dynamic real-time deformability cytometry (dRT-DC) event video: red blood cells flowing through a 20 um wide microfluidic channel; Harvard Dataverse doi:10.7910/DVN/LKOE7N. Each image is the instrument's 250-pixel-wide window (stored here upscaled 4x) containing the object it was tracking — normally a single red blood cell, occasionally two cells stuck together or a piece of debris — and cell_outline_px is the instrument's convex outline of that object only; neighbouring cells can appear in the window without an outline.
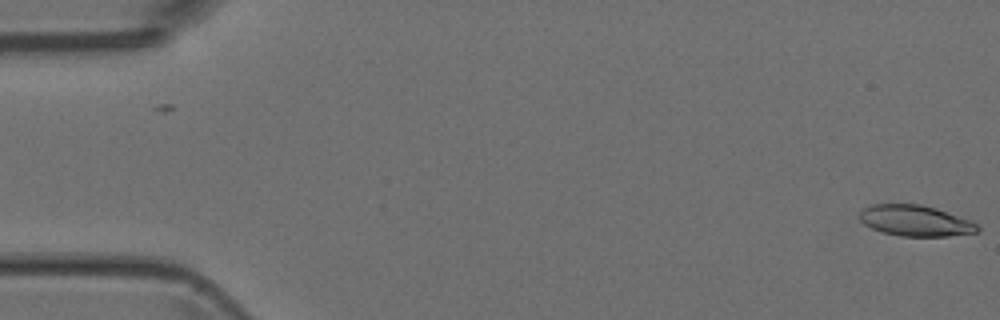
{"species": "Egyptian fruit bat (a non-hibernating species)", "species_latin": "Rousettus aegyptiacus", "temperature_condition": "room temperature", "stored_images_in_passage": 28, "camera_frame_rate_fps": 3000, "um_per_image_px": 0.085, "animal": {"sex": "female"}, "frame": {"image": 1, "passage_image": 1, "time_ms": 0.0, "image_size_px": [1000, 320], "cell_outline_px": [[980, 232], [948, 236], [900, 236], [884, 232], [872, 228], [864, 224], [860, 220], [860, 212], [864, 208], [872, 204], [920, 204], [936, 208], [968, 220], [976, 224], [980, 228]], "centroid_in_image_um": [77.8, 18.76], "position_along_channel_um": 7.2, "area_um2": 21.04}}
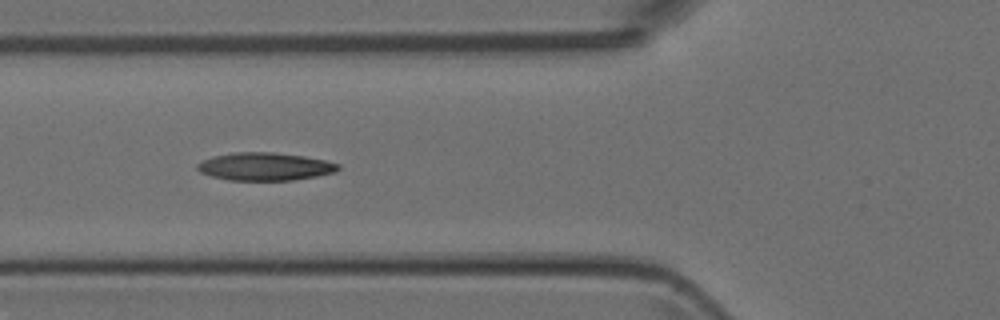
{"frame": {"image": 2, "passage_image": 19, "time_ms": 6.0, "image_size_px": [1000, 320], "cell_outline_px": [[340, 168], [336, 172], [316, 176], [292, 180], [228, 180], [212, 176], [200, 172], [196, 168], [196, 164], [212, 156], [232, 152], [272, 152], [304, 156], [324, 160], [340, 164]], "centroid_in_image_um": [22.51, 14.15], "position_along_channel_um": 103.3, "area_um2": 22.89}}
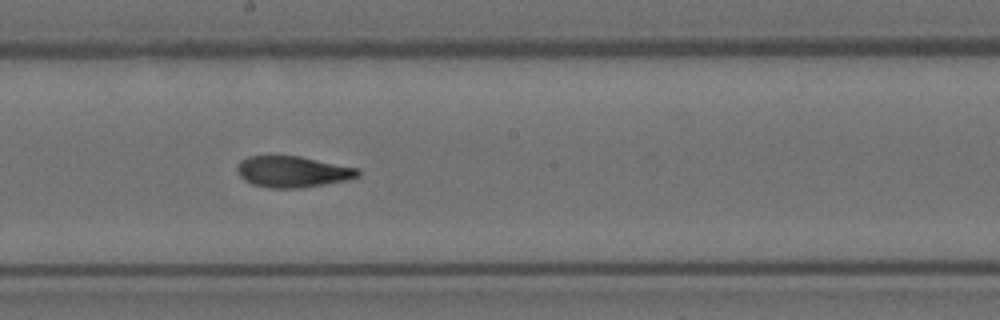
{"frame": {"image": 3, "passage_image": 28, "time_ms": 9.0, "image_size_px": [1000, 320], "cell_outline_px": [[360, 176], [348, 180], [324, 184], [296, 188], [268, 188], [252, 184], [244, 180], [236, 172], [236, 168], [240, 160], [248, 156], [300, 156], [360, 168]], "centroid_in_image_um": [24.88, 14.59], "position_along_channel_um": 223.3, "area_um2": 22.14}}